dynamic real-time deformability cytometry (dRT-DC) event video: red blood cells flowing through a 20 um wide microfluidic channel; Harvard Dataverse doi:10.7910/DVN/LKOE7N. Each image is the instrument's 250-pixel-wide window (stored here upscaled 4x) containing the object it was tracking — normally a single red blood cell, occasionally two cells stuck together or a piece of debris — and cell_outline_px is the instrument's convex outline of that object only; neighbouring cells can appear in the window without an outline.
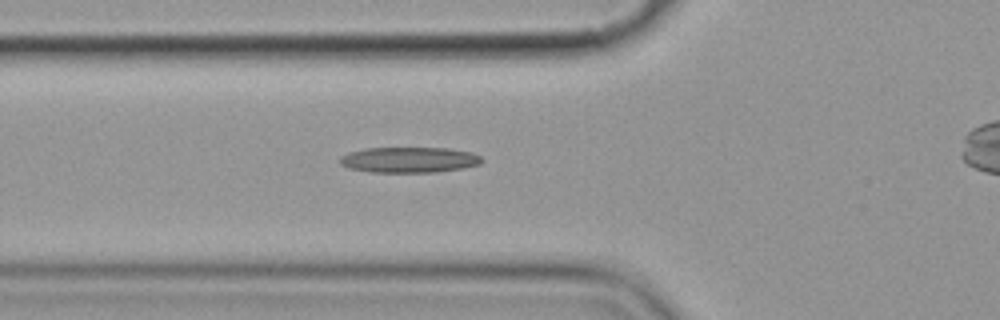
{"species": "common noctule bat (a hibernating species)", "species_latin": "Nyctalus noctula", "temperature_condition": "cold", "stored_images_in_passage": 6, "camera_frame_rate_fps": 3000, "um_per_image_px": 0.085, "animal": {"sex": "female", "body_mass_g": 19.9}, "frame": {"image": 1, "passage_image": 5, "time_ms": 5.333, "image_size_px": [1000, 320], "cell_outline_px": [[484, 160], [480, 164], [464, 168], [436, 172], [372, 172], [348, 168], [340, 164], [340, 156], [348, 152], [364, 148], [448, 148], [472, 152], [480, 156]], "centroid_in_image_um": [34.78, 13.58], "position_along_channel_um": 91.0, "area_um2": 21.33}}